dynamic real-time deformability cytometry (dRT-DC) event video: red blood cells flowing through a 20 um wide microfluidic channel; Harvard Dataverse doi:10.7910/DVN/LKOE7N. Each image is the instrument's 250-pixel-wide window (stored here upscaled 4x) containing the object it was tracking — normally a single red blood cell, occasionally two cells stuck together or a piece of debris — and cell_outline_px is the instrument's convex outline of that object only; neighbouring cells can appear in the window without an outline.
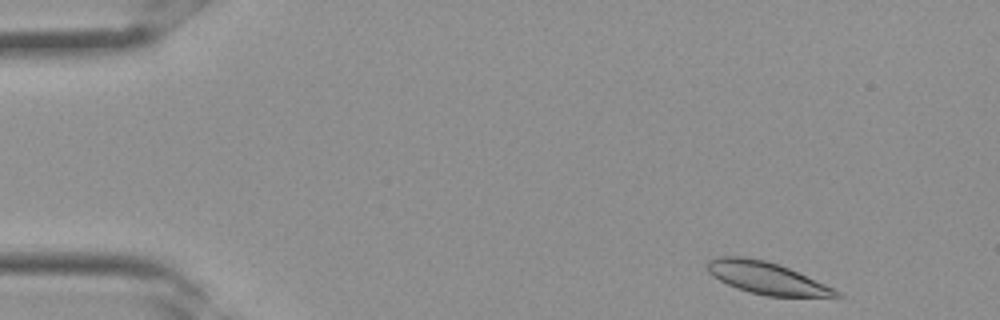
{"species": "Egyptian fruit bat (a non-hibernating species)", "species_latin": "Rousettus aegyptiacus", "temperature_condition": "room temperature", "stored_images_in_passage": 31, "camera_frame_rate_fps": 3000, "um_per_image_px": 0.085, "frame": {"image": 1, "passage_image": 1, "time_ms": 0.0, "image_size_px": [1000, 320], "cell_outline_px": [[844, 296], [764, 296], [748, 292], [736, 288], [712, 276], [708, 272], [704, 264], [708, 260], [720, 256], [744, 256], [764, 260], [780, 264], [824, 284], [840, 292]], "centroid_in_image_um": [65.07, 23.61], "position_along_channel_um": 19.9, "area_um2": 23.99}}
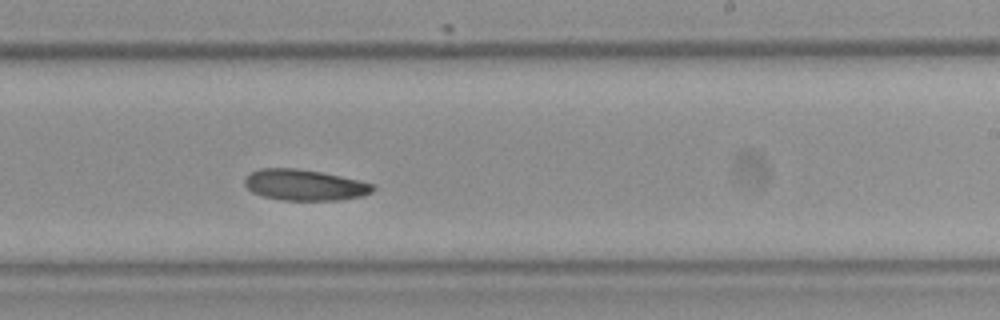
{"frame": {"image": 2, "passage_image": 18, "time_ms": 5.667, "image_size_px": [1000, 320], "cell_outline_px": [[376, 188], [372, 192], [364, 196], [340, 200], [284, 200], [264, 196], [252, 192], [244, 184], [244, 176], [260, 168], [296, 168], [324, 172], [360, 180], [372, 184]], "centroid_in_image_um": [25.91, 15.71], "position_along_channel_um": 263.1, "area_um2": 23.35}}
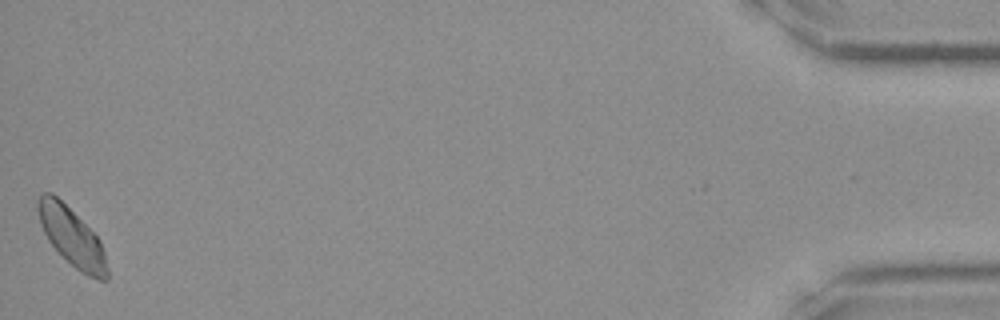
{"frame": {"image": 3, "passage_image": 31, "time_ms": 10.0, "image_size_px": [1000, 320], "cell_outline_px": [[108, 280], [96, 280], [80, 272], [48, 240], [40, 224], [36, 208], [36, 200], [44, 192], [52, 192], [100, 240], [104, 252], [108, 268]], "centroid_in_image_um": [6.1, 20.15], "position_along_channel_um": 429.1, "area_um2": 23.06}}